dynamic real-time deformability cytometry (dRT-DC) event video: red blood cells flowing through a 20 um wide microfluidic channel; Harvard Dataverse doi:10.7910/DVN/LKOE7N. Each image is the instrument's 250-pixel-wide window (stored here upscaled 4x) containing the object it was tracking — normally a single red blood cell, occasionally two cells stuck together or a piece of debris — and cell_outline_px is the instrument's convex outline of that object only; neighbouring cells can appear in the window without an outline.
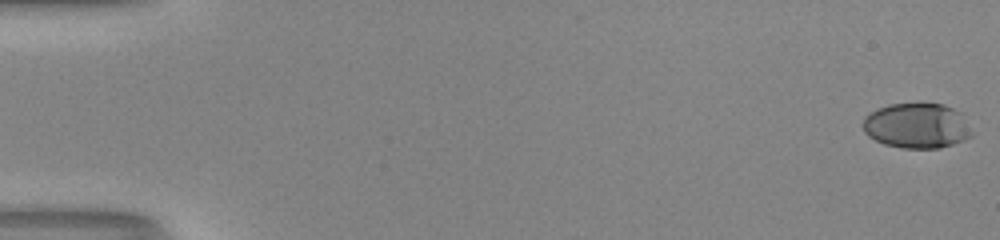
{"species": "human", "species_latin": "Homo sapiens", "temperature_condition": "room temperature", "stored_images_in_passage": 52, "camera_frame_rate_fps": 3000, "um_per_image_px": 0.085, "donor": {"sex": "male"}, "frame": {"image": 1, "passage_image": 1, "time_ms": 0.0, "image_size_px": [1000, 240], "cell_outline_px": [[972, 136], [964, 140], [940, 148], [904, 148], [884, 144], [868, 136], [864, 132], [864, 116], [888, 104], [916, 100], [944, 104], [960, 112], [972, 132]], "centroid_in_image_um": [77.93, 10.64], "position_along_channel_um": 7.1, "area_um2": 29.19}}
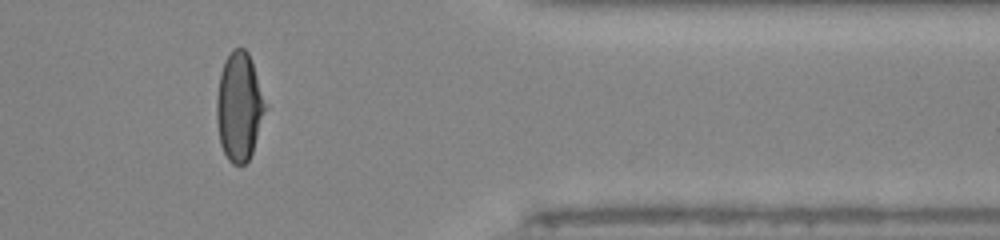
{"frame": {"image": 2, "passage_image": 44, "time_ms": 14.333, "image_size_px": [1000, 240], "cell_outline_px": [[268, 108], [252, 152], [248, 160], [244, 164], [232, 164], [228, 160], [220, 144], [216, 120], [216, 100], [220, 72], [232, 48], [244, 48], [248, 52]], "centroid_in_image_um": [20.33, 9.09], "position_along_channel_um": 391.1, "area_um2": 30.87}}
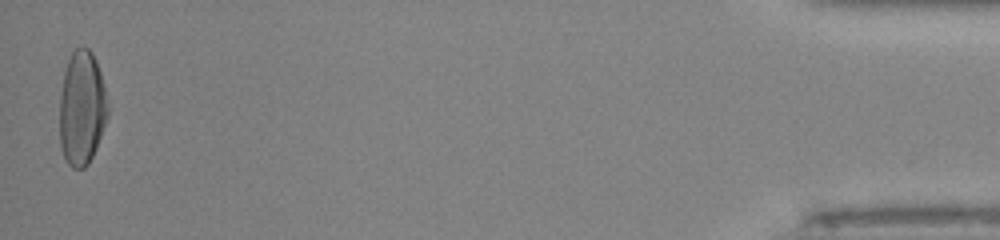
{"frame": {"image": 3, "passage_image": 52, "time_ms": 17.0, "image_size_px": [1000, 240], "cell_outline_px": [[108, 116], [96, 148], [88, 164], [84, 168], [72, 168], [68, 164], [60, 148], [60, 96], [64, 72], [68, 60], [72, 52], [76, 48], [88, 48], [92, 52], [96, 60], [104, 84], [108, 104]], "centroid_in_image_um": [6.96, 9.2], "position_along_channel_um": 428.2, "area_um2": 32.14}, "authors_computed_cell_mechanics": {"area_um2": 30.7207, "velocity_mm_per_s": 4.148, "shape_relaxation_time_tau1_ms": 4.1573, "shape_relaxation_time_tau2_ms": 0.965, "deformation_change_tau1": 0.2236, "deformation_change_tau2": 0.0516}}